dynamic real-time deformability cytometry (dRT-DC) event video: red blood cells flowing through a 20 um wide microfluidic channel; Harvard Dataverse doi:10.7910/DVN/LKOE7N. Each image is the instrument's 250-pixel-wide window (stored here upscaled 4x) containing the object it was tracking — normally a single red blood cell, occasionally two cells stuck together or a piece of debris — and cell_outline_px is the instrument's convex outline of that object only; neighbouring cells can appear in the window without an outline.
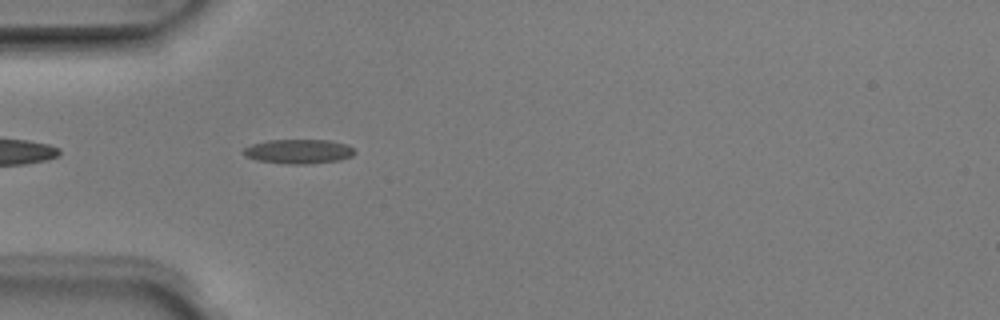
{"species": "Egyptian fruit bat (a non-hibernating species)", "species_latin": "Rousettus aegyptiacus", "temperature_condition": "room temperature", "stored_images_in_passage": 5, "camera_frame_rate_fps": 3000, "um_per_image_px": 0.085, "animal": {"sex": "male"}, "frame": {"image": 1, "passage_image": 5, "time_ms": 1.333, "image_size_px": [1000, 320], "cell_outline_px": [[356, 152], [352, 156], [340, 160], [308, 164], [288, 164], [256, 160], [248, 156], [244, 152], [244, 148], [252, 144], [268, 140], [328, 140], [348, 144]], "centroid_in_image_um": [25.43, 12.87], "position_along_channel_um": 59.6, "area_um2": 15.72}}